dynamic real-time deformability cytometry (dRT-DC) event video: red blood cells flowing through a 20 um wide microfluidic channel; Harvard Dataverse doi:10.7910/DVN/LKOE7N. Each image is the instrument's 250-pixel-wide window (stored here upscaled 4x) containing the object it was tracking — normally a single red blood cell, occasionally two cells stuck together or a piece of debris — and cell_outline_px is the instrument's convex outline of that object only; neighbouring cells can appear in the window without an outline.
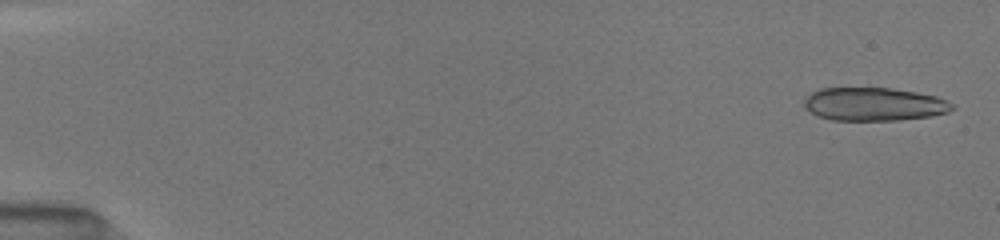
{"species": "common noctule bat (a hibernating species)", "species_latin": "Nyctalus noctula", "temperature_condition": "room temperature", "stored_images_in_passage": 51, "camera_frame_rate_fps": 3000, "um_per_image_px": 0.085, "animal": {"sex": "female", "body_mass_g": 19.5, "forearm_length_mm": 54.1}, "frame": {"image": 1, "passage_image": 2, "time_ms": 0.333, "image_size_px": [1000, 240], "cell_outline_px": [[956, 108], [948, 112], [932, 116], [900, 120], [832, 120], [816, 116], [804, 108], [804, 96], [820, 88], [892, 88], [916, 92], [936, 96], [948, 100], [956, 104]], "centroid_in_image_um": [74.3, 8.86], "position_along_channel_um": 10.7, "area_um2": 29.13}}
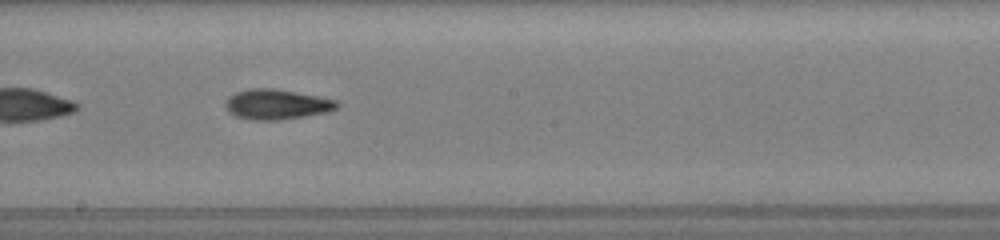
{"frame": {"image": 2, "passage_image": 30, "time_ms": 9.667, "image_size_px": [1000, 240], "cell_outline_px": [[340, 104], [336, 108], [328, 112], [280, 120], [252, 120], [236, 116], [228, 112], [224, 104], [228, 96], [236, 92], [248, 88], [272, 88], [296, 92], [336, 100]], "centroid_in_image_um": [23.48, 8.87], "position_along_channel_um": 224.7, "area_um2": 19.59}}
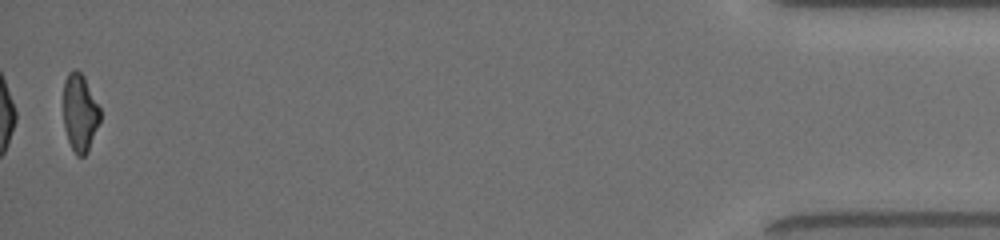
{"frame": {"image": 3, "passage_image": 51, "time_ms": 16.667, "image_size_px": [1000, 240], "cell_outline_px": [[100, 120], [88, 152], [84, 156], [76, 156], [68, 140], [64, 128], [64, 80], [68, 72], [76, 68], [84, 76], [100, 108]], "centroid_in_image_um": [6.79, 9.58], "position_along_channel_um": 428.4, "area_um2": 16.65}, "authors_computed_cell_mechanics": {"area_um2": 18.785, "velocity_mm_per_s": 4.0738, "shape_relaxation_time_tau1_ms": 3.9617, "shape_relaxation_time_tau2_ms": 1.8358, "deformation_change_tau1": 0.1531, "deformation_change_tau2": 0.0897}}